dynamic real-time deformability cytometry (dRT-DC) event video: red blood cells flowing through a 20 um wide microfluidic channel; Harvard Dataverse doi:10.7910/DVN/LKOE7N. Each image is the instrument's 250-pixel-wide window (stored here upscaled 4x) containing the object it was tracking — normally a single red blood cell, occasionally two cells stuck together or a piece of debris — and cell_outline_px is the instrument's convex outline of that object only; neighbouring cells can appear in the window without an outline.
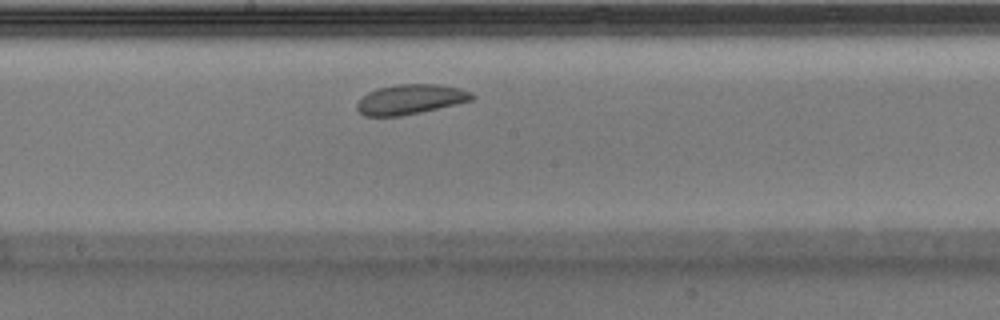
{"species": "Egyptian fruit bat (a non-hibernating species)", "species_latin": "Rousettus aegyptiacus", "temperature_condition": "warm", "stored_images_in_passage": 26, "camera_frame_rate_fps": 3000, "um_per_image_px": 0.085, "animal": {"sex": "male"}, "frame": {"image": 1, "passage_image": 12, "time_ms": 3.667, "image_size_px": [1000, 320], "cell_outline_px": [[476, 96], [472, 100], [456, 104], [420, 112], [400, 116], [364, 116], [356, 108], [356, 104], [368, 92], [376, 88], [400, 84], [436, 84], [460, 88], [472, 92]], "centroid_in_image_um": [34.9, 8.44], "position_along_channel_um": 213.3, "area_um2": 19.94}}